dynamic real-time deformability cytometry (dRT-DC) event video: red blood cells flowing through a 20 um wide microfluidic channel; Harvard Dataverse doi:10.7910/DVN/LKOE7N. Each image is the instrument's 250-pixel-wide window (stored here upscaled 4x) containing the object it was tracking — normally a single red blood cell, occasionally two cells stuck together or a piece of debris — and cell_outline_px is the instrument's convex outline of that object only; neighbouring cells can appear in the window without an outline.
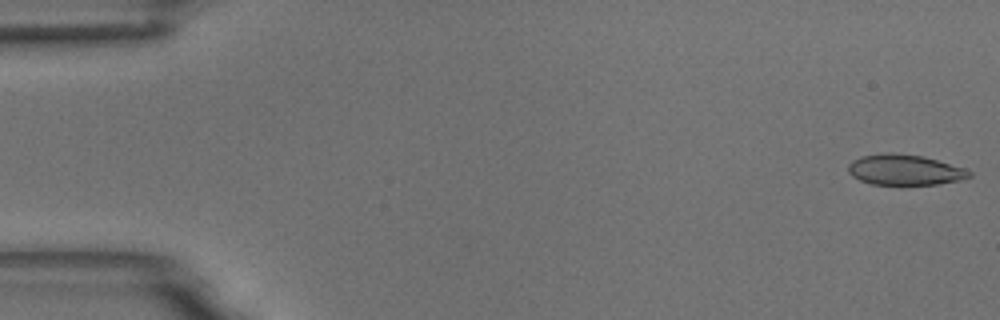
{"species": "common noctule bat (a hibernating species)", "species_latin": "Nyctalus noctula", "temperature_condition": "room temperature", "stored_images_in_passage": 58, "camera_frame_rate_fps": 3000, "um_per_image_px": 0.085, "animal": {"sex": "male", "body_mass_g": 18.8}, "frame": {"image": 1, "passage_image": 1, "time_ms": 0.0, "image_size_px": [1000, 320], "cell_outline_px": [[972, 176], [964, 180], [936, 184], [872, 184], [860, 180], [852, 176], [848, 172], [848, 164], [852, 160], [860, 156], [888, 152], [892, 152], [924, 156], [964, 168], [972, 172]], "centroid_in_image_um": [76.91, 14.43], "position_along_channel_um": 8.1, "area_um2": 21.68}}
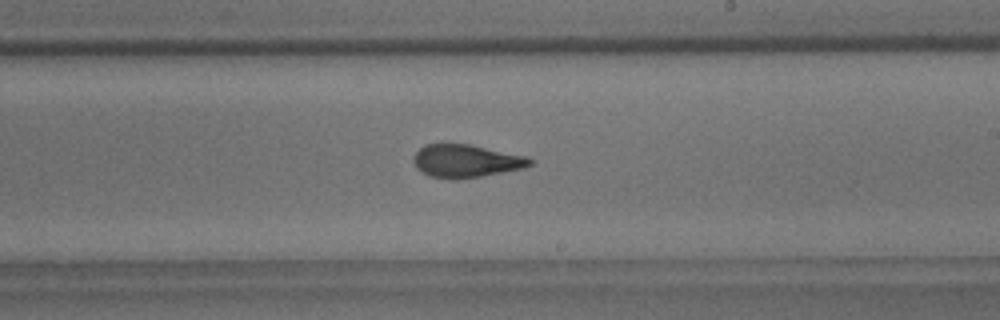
{"frame": {"image": 2, "passage_image": 34, "time_ms": 11.0, "image_size_px": [1000, 320], "cell_outline_px": [[532, 164], [520, 168], [480, 176], [428, 176], [416, 168], [412, 160], [412, 156], [424, 144], [468, 144], [528, 156], [532, 160]], "centroid_in_image_um": [39.58, 13.63], "position_along_channel_um": 249.4, "area_um2": 21.5}}
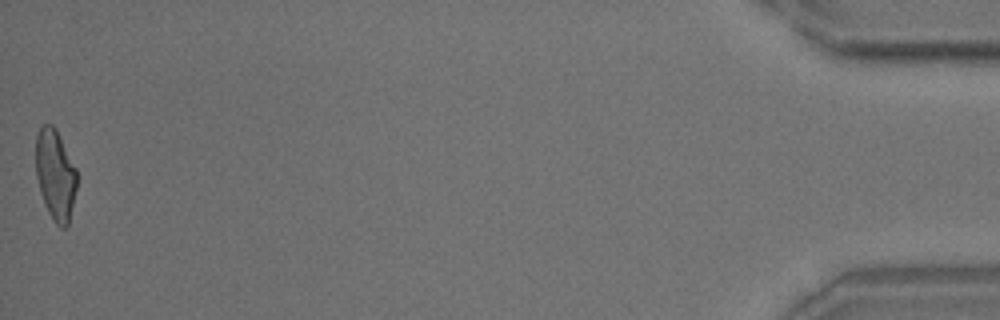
{"frame": {"image": 3, "passage_image": 58, "time_ms": 19.0, "image_size_px": [1000, 320], "cell_outline_px": [[76, 188], [68, 224], [64, 228], [60, 228], [52, 220], [44, 204], [40, 192], [36, 176], [36, 136], [40, 128], [44, 124], [52, 124], [56, 128], [76, 168]], "centroid_in_image_um": [4.69, 14.85], "position_along_channel_um": 430.5, "area_um2": 21.62}, "authors_computed_cell_mechanics": {"area_um2": 22.3686, "velocity_mm_per_s": 3.469, "shape_relaxation_time_tau1_ms": 7.3126, "shape_relaxation_time_tau2_ms": 2.0419, "deformation_change_tau1": 0.1959, "deformation_change_tau2": 0.0947}}